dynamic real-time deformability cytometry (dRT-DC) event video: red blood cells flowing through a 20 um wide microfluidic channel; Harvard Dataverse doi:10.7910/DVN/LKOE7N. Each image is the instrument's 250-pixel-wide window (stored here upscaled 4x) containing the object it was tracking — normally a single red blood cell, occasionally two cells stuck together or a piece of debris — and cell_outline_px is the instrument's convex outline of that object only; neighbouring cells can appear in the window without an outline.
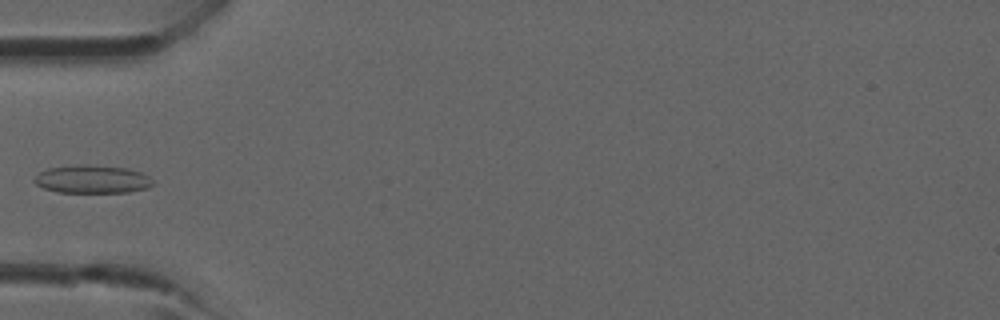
{"species": "common noctule bat (a hibernating species)", "species_latin": "Nyctalus noctula", "temperature_condition": "room temperature", "stored_images_in_passage": 4, "camera_frame_rate_fps": 3000, "um_per_image_px": 0.085, "animal": {"sex": "male", "forearm_length_mm": 52.5}, "frame": {"image": 1, "passage_image": 4, "time_ms": 4.333, "image_size_px": [1000, 320], "cell_outline_px": [[156, 184], [148, 188], [128, 192], [56, 192], [44, 188], [36, 184], [32, 180], [40, 172], [48, 168], [76, 164], [88, 164], [128, 168], [140, 172], [148, 176]], "centroid_in_image_um": [7.85, 15.22], "position_along_channel_um": 77.2, "area_um2": 19.59}}